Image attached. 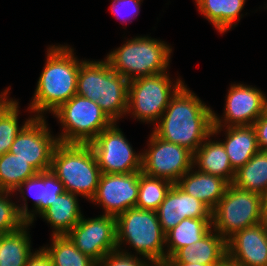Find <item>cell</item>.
Returning <instances> with one entry per match:
<instances>
[{
	"label": "cell",
	"mask_w": 267,
	"mask_h": 266,
	"mask_svg": "<svg viewBox=\"0 0 267 266\" xmlns=\"http://www.w3.org/2000/svg\"><path fill=\"white\" fill-rule=\"evenodd\" d=\"M263 222V197L229 184L212 210V228L226 241L236 232Z\"/></svg>",
	"instance_id": "obj_8"
},
{
	"label": "cell",
	"mask_w": 267,
	"mask_h": 266,
	"mask_svg": "<svg viewBox=\"0 0 267 266\" xmlns=\"http://www.w3.org/2000/svg\"><path fill=\"white\" fill-rule=\"evenodd\" d=\"M114 122L104 129L91 143L101 173L128 174L141 171L142 153L133 151L123 132Z\"/></svg>",
	"instance_id": "obj_11"
},
{
	"label": "cell",
	"mask_w": 267,
	"mask_h": 266,
	"mask_svg": "<svg viewBox=\"0 0 267 266\" xmlns=\"http://www.w3.org/2000/svg\"><path fill=\"white\" fill-rule=\"evenodd\" d=\"M171 81L168 72L137 78L128 83V109L138 121L156 124L171 98L184 84Z\"/></svg>",
	"instance_id": "obj_9"
},
{
	"label": "cell",
	"mask_w": 267,
	"mask_h": 266,
	"mask_svg": "<svg viewBox=\"0 0 267 266\" xmlns=\"http://www.w3.org/2000/svg\"><path fill=\"white\" fill-rule=\"evenodd\" d=\"M117 250L123 243L135 249L137 256L152 265L166 263L165 233L162 231L156 211L130 208L116 217Z\"/></svg>",
	"instance_id": "obj_5"
},
{
	"label": "cell",
	"mask_w": 267,
	"mask_h": 266,
	"mask_svg": "<svg viewBox=\"0 0 267 266\" xmlns=\"http://www.w3.org/2000/svg\"><path fill=\"white\" fill-rule=\"evenodd\" d=\"M142 0H113L111 4V12L114 14L117 19L122 20V22L128 21L127 18L132 20L134 18V15H138L140 10ZM127 16L125 19L124 17L120 16ZM122 18V19H121Z\"/></svg>",
	"instance_id": "obj_35"
},
{
	"label": "cell",
	"mask_w": 267,
	"mask_h": 266,
	"mask_svg": "<svg viewBox=\"0 0 267 266\" xmlns=\"http://www.w3.org/2000/svg\"><path fill=\"white\" fill-rule=\"evenodd\" d=\"M25 266H53V262L50 255L42 247L29 256Z\"/></svg>",
	"instance_id": "obj_37"
},
{
	"label": "cell",
	"mask_w": 267,
	"mask_h": 266,
	"mask_svg": "<svg viewBox=\"0 0 267 266\" xmlns=\"http://www.w3.org/2000/svg\"><path fill=\"white\" fill-rule=\"evenodd\" d=\"M145 258H139L127 251H113L108 253L97 266H153Z\"/></svg>",
	"instance_id": "obj_34"
},
{
	"label": "cell",
	"mask_w": 267,
	"mask_h": 266,
	"mask_svg": "<svg viewBox=\"0 0 267 266\" xmlns=\"http://www.w3.org/2000/svg\"><path fill=\"white\" fill-rule=\"evenodd\" d=\"M212 229V218H186L165 234L166 262L180 248L199 241Z\"/></svg>",
	"instance_id": "obj_24"
},
{
	"label": "cell",
	"mask_w": 267,
	"mask_h": 266,
	"mask_svg": "<svg viewBox=\"0 0 267 266\" xmlns=\"http://www.w3.org/2000/svg\"><path fill=\"white\" fill-rule=\"evenodd\" d=\"M172 48L164 41L139 36L111 51L106 60L128 81L167 72Z\"/></svg>",
	"instance_id": "obj_6"
},
{
	"label": "cell",
	"mask_w": 267,
	"mask_h": 266,
	"mask_svg": "<svg viewBox=\"0 0 267 266\" xmlns=\"http://www.w3.org/2000/svg\"><path fill=\"white\" fill-rule=\"evenodd\" d=\"M128 83L124 76L111 68L106 59L82 60L76 94L96 102L116 122L127 114Z\"/></svg>",
	"instance_id": "obj_3"
},
{
	"label": "cell",
	"mask_w": 267,
	"mask_h": 266,
	"mask_svg": "<svg viewBox=\"0 0 267 266\" xmlns=\"http://www.w3.org/2000/svg\"><path fill=\"white\" fill-rule=\"evenodd\" d=\"M46 122L45 117H34L16 136L9 150L37 172L50 170L54 150L59 144Z\"/></svg>",
	"instance_id": "obj_13"
},
{
	"label": "cell",
	"mask_w": 267,
	"mask_h": 266,
	"mask_svg": "<svg viewBox=\"0 0 267 266\" xmlns=\"http://www.w3.org/2000/svg\"><path fill=\"white\" fill-rule=\"evenodd\" d=\"M225 100L223 118L213 111L212 134L215 136L224 127L252 125L267 110L265 94L250 85L231 84Z\"/></svg>",
	"instance_id": "obj_12"
},
{
	"label": "cell",
	"mask_w": 267,
	"mask_h": 266,
	"mask_svg": "<svg viewBox=\"0 0 267 266\" xmlns=\"http://www.w3.org/2000/svg\"><path fill=\"white\" fill-rule=\"evenodd\" d=\"M11 194L0 190V235L16 231L26 224L17 205L9 198Z\"/></svg>",
	"instance_id": "obj_32"
},
{
	"label": "cell",
	"mask_w": 267,
	"mask_h": 266,
	"mask_svg": "<svg viewBox=\"0 0 267 266\" xmlns=\"http://www.w3.org/2000/svg\"><path fill=\"white\" fill-rule=\"evenodd\" d=\"M0 235V266H25L31 252L29 226ZM28 231V232H27Z\"/></svg>",
	"instance_id": "obj_26"
},
{
	"label": "cell",
	"mask_w": 267,
	"mask_h": 266,
	"mask_svg": "<svg viewBox=\"0 0 267 266\" xmlns=\"http://www.w3.org/2000/svg\"><path fill=\"white\" fill-rule=\"evenodd\" d=\"M211 133L194 153L193 166L199 171L219 176L232 184L235 171L221 141L209 140Z\"/></svg>",
	"instance_id": "obj_20"
},
{
	"label": "cell",
	"mask_w": 267,
	"mask_h": 266,
	"mask_svg": "<svg viewBox=\"0 0 267 266\" xmlns=\"http://www.w3.org/2000/svg\"><path fill=\"white\" fill-rule=\"evenodd\" d=\"M172 186L173 183L168 180L141 173L136 207L156 211Z\"/></svg>",
	"instance_id": "obj_30"
},
{
	"label": "cell",
	"mask_w": 267,
	"mask_h": 266,
	"mask_svg": "<svg viewBox=\"0 0 267 266\" xmlns=\"http://www.w3.org/2000/svg\"><path fill=\"white\" fill-rule=\"evenodd\" d=\"M141 171L128 174L102 173L91 202L103 206V215L117 217L136 207Z\"/></svg>",
	"instance_id": "obj_15"
},
{
	"label": "cell",
	"mask_w": 267,
	"mask_h": 266,
	"mask_svg": "<svg viewBox=\"0 0 267 266\" xmlns=\"http://www.w3.org/2000/svg\"><path fill=\"white\" fill-rule=\"evenodd\" d=\"M51 245L43 247L50 255L53 266H97L83 254L67 235H52Z\"/></svg>",
	"instance_id": "obj_29"
},
{
	"label": "cell",
	"mask_w": 267,
	"mask_h": 266,
	"mask_svg": "<svg viewBox=\"0 0 267 266\" xmlns=\"http://www.w3.org/2000/svg\"><path fill=\"white\" fill-rule=\"evenodd\" d=\"M28 109L37 113L34 117H45L44 112L56 111L62 104L76 95L80 64L74 49L66 44L51 45Z\"/></svg>",
	"instance_id": "obj_2"
},
{
	"label": "cell",
	"mask_w": 267,
	"mask_h": 266,
	"mask_svg": "<svg viewBox=\"0 0 267 266\" xmlns=\"http://www.w3.org/2000/svg\"><path fill=\"white\" fill-rule=\"evenodd\" d=\"M50 171L63 183L66 192L88 200L94 197L102 174L89 144L59 143Z\"/></svg>",
	"instance_id": "obj_4"
},
{
	"label": "cell",
	"mask_w": 267,
	"mask_h": 266,
	"mask_svg": "<svg viewBox=\"0 0 267 266\" xmlns=\"http://www.w3.org/2000/svg\"><path fill=\"white\" fill-rule=\"evenodd\" d=\"M75 246L97 264L108 254L117 250L116 217L100 215L85 219L67 234Z\"/></svg>",
	"instance_id": "obj_14"
},
{
	"label": "cell",
	"mask_w": 267,
	"mask_h": 266,
	"mask_svg": "<svg viewBox=\"0 0 267 266\" xmlns=\"http://www.w3.org/2000/svg\"><path fill=\"white\" fill-rule=\"evenodd\" d=\"M153 132L193 154L212 133L213 110L183 84L171 98Z\"/></svg>",
	"instance_id": "obj_1"
},
{
	"label": "cell",
	"mask_w": 267,
	"mask_h": 266,
	"mask_svg": "<svg viewBox=\"0 0 267 266\" xmlns=\"http://www.w3.org/2000/svg\"><path fill=\"white\" fill-rule=\"evenodd\" d=\"M187 194L201 200L213 210L224 193L229 183L219 176L210 175L199 170L186 172L176 183Z\"/></svg>",
	"instance_id": "obj_19"
},
{
	"label": "cell",
	"mask_w": 267,
	"mask_h": 266,
	"mask_svg": "<svg viewBox=\"0 0 267 266\" xmlns=\"http://www.w3.org/2000/svg\"><path fill=\"white\" fill-rule=\"evenodd\" d=\"M261 151H267V110L252 124Z\"/></svg>",
	"instance_id": "obj_36"
},
{
	"label": "cell",
	"mask_w": 267,
	"mask_h": 266,
	"mask_svg": "<svg viewBox=\"0 0 267 266\" xmlns=\"http://www.w3.org/2000/svg\"><path fill=\"white\" fill-rule=\"evenodd\" d=\"M77 196L64 191L40 215L51 225L52 235H66L82 218Z\"/></svg>",
	"instance_id": "obj_22"
},
{
	"label": "cell",
	"mask_w": 267,
	"mask_h": 266,
	"mask_svg": "<svg viewBox=\"0 0 267 266\" xmlns=\"http://www.w3.org/2000/svg\"><path fill=\"white\" fill-rule=\"evenodd\" d=\"M26 188L27 192L31 195L34 203V209L35 210H28V204H27V197L25 196V191L23 188ZM20 192L21 197L23 198L22 201L24 202L21 205H17L18 211L20 215L25 219V222L28 224H32L34 221L35 214L40 215V202L42 198V172H38L33 177H30L29 179L25 180L16 190Z\"/></svg>",
	"instance_id": "obj_31"
},
{
	"label": "cell",
	"mask_w": 267,
	"mask_h": 266,
	"mask_svg": "<svg viewBox=\"0 0 267 266\" xmlns=\"http://www.w3.org/2000/svg\"><path fill=\"white\" fill-rule=\"evenodd\" d=\"M162 231L166 234L186 218H212V210L201 200L173 184L156 210Z\"/></svg>",
	"instance_id": "obj_16"
},
{
	"label": "cell",
	"mask_w": 267,
	"mask_h": 266,
	"mask_svg": "<svg viewBox=\"0 0 267 266\" xmlns=\"http://www.w3.org/2000/svg\"><path fill=\"white\" fill-rule=\"evenodd\" d=\"M148 149L142 152L141 172L176 184L193 166L194 154L187 148L151 133Z\"/></svg>",
	"instance_id": "obj_10"
},
{
	"label": "cell",
	"mask_w": 267,
	"mask_h": 266,
	"mask_svg": "<svg viewBox=\"0 0 267 266\" xmlns=\"http://www.w3.org/2000/svg\"><path fill=\"white\" fill-rule=\"evenodd\" d=\"M9 89L10 87L0 94V156L9 152L16 136L34 118L26 119L19 127V102L8 98Z\"/></svg>",
	"instance_id": "obj_27"
},
{
	"label": "cell",
	"mask_w": 267,
	"mask_h": 266,
	"mask_svg": "<svg viewBox=\"0 0 267 266\" xmlns=\"http://www.w3.org/2000/svg\"><path fill=\"white\" fill-rule=\"evenodd\" d=\"M38 172L17 155L7 152L0 156V190L16 192L18 187Z\"/></svg>",
	"instance_id": "obj_28"
},
{
	"label": "cell",
	"mask_w": 267,
	"mask_h": 266,
	"mask_svg": "<svg viewBox=\"0 0 267 266\" xmlns=\"http://www.w3.org/2000/svg\"><path fill=\"white\" fill-rule=\"evenodd\" d=\"M263 222L267 226V195L263 197Z\"/></svg>",
	"instance_id": "obj_40"
},
{
	"label": "cell",
	"mask_w": 267,
	"mask_h": 266,
	"mask_svg": "<svg viewBox=\"0 0 267 266\" xmlns=\"http://www.w3.org/2000/svg\"><path fill=\"white\" fill-rule=\"evenodd\" d=\"M245 2L246 0H195L199 12L221 34L237 25L235 21L241 19L240 13Z\"/></svg>",
	"instance_id": "obj_23"
},
{
	"label": "cell",
	"mask_w": 267,
	"mask_h": 266,
	"mask_svg": "<svg viewBox=\"0 0 267 266\" xmlns=\"http://www.w3.org/2000/svg\"><path fill=\"white\" fill-rule=\"evenodd\" d=\"M63 183L50 171L42 172V198L40 202V215L51 206L56 197L64 192Z\"/></svg>",
	"instance_id": "obj_33"
},
{
	"label": "cell",
	"mask_w": 267,
	"mask_h": 266,
	"mask_svg": "<svg viewBox=\"0 0 267 266\" xmlns=\"http://www.w3.org/2000/svg\"><path fill=\"white\" fill-rule=\"evenodd\" d=\"M52 114L63 128L59 143L65 144H89L114 123L96 102L77 94Z\"/></svg>",
	"instance_id": "obj_7"
},
{
	"label": "cell",
	"mask_w": 267,
	"mask_h": 266,
	"mask_svg": "<svg viewBox=\"0 0 267 266\" xmlns=\"http://www.w3.org/2000/svg\"><path fill=\"white\" fill-rule=\"evenodd\" d=\"M224 130L226 138L221 143L229 157L231 167L236 172L260 150L256 133L252 125L229 126Z\"/></svg>",
	"instance_id": "obj_21"
},
{
	"label": "cell",
	"mask_w": 267,
	"mask_h": 266,
	"mask_svg": "<svg viewBox=\"0 0 267 266\" xmlns=\"http://www.w3.org/2000/svg\"><path fill=\"white\" fill-rule=\"evenodd\" d=\"M167 266H214L216 264H200V263H165Z\"/></svg>",
	"instance_id": "obj_39"
},
{
	"label": "cell",
	"mask_w": 267,
	"mask_h": 266,
	"mask_svg": "<svg viewBox=\"0 0 267 266\" xmlns=\"http://www.w3.org/2000/svg\"><path fill=\"white\" fill-rule=\"evenodd\" d=\"M153 266H167L166 264H159V265H153Z\"/></svg>",
	"instance_id": "obj_41"
},
{
	"label": "cell",
	"mask_w": 267,
	"mask_h": 266,
	"mask_svg": "<svg viewBox=\"0 0 267 266\" xmlns=\"http://www.w3.org/2000/svg\"><path fill=\"white\" fill-rule=\"evenodd\" d=\"M232 184L242 190L267 195V151L259 150L235 172Z\"/></svg>",
	"instance_id": "obj_25"
},
{
	"label": "cell",
	"mask_w": 267,
	"mask_h": 266,
	"mask_svg": "<svg viewBox=\"0 0 267 266\" xmlns=\"http://www.w3.org/2000/svg\"><path fill=\"white\" fill-rule=\"evenodd\" d=\"M227 255L242 266H267V226L264 222L236 232L227 240Z\"/></svg>",
	"instance_id": "obj_17"
},
{
	"label": "cell",
	"mask_w": 267,
	"mask_h": 266,
	"mask_svg": "<svg viewBox=\"0 0 267 266\" xmlns=\"http://www.w3.org/2000/svg\"><path fill=\"white\" fill-rule=\"evenodd\" d=\"M214 266H242V265L231 259L228 255H226L218 264Z\"/></svg>",
	"instance_id": "obj_38"
},
{
	"label": "cell",
	"mask_w": 267,
	"mask_h": 266,
	"mask_svg": "<svg viewBox=\"0 0 267 266\" xmlns=\"http://www.w3.org/2000/svg\"><path fill=\"white\" fill-rule=\"evenodd\" d=\"M227 255V241L213 228L199 241L178 249L166 263L218 264Z\"/></svg>",
	"instance_id": "obj_18"
}]
</instances>
